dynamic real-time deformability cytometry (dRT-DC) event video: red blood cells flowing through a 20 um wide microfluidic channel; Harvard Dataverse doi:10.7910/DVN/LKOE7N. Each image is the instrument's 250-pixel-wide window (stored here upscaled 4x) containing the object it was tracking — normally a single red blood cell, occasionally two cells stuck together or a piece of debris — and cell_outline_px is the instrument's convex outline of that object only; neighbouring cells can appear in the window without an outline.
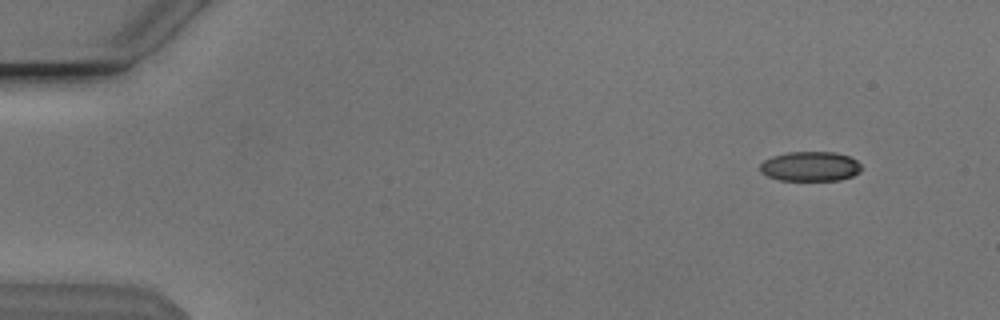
{"species": "Egyptian fruit bat (a non-hibernating species)", "species_latin": "Rousettus aegyptiacus", "temperature_condition": "cold", "stored_images_in_passage": 50, "camera_frame_rate_fps": 3000, "um_per_image_px": 0.085, "animal": {"sex": "male"}, "frame": {"image": 1, "passage_image": 1, "time_ms": 0.0, "image_size_px": [1000, 320], "cell_outline_px": [[860, 172], [852, 176], [840, 180], [780, 180], [768, 176], [760, 172], [760, 164], [764, 160], [772, 156], [788, 152], [836, 152], [848, 156], [856, 160], [860, 164]], "centroid_in_image_um": [68.86, 14.14], "position_along_channel_um": 16.1, "area_um2": 17.51}}
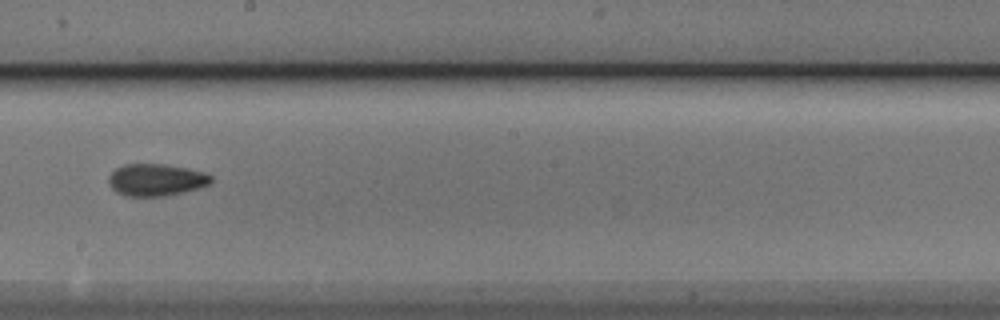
{"frame": {"image": 2, "passage_image": 27, "time_ms": 8.667, "image_size_px": [1000, 320], "cell_outline_px": [[212, 184], [200, 188], [184, 192], [164, 196], [128, 196], [116, 192], [108, 184], [108, 176], [116, 168], [124, 164], [164, 164], [208, 172], [212, 176]], "centroid_in_image_um": [13.3, 15.29], "position_along_channel_um": 234.9, "area_um2": 19.42}}
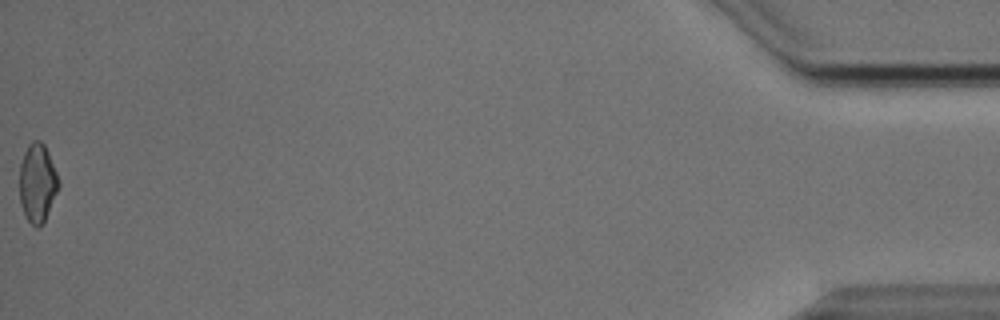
{"frame": {"image": 3, "passage_image": 50, "time_ms": 16.333, "image_size_px": [1000, 320], "cell_outline_px": [[60, 184], [44, 220], [36, 228], [24, 216], [20, 204], [20, 164], [24, 152], [28, 144], [32, 140], [40, 140], [44, 144], [48, 152], [60, 180]], "centroid_in_image_um": [3.17, 15.51], "position_along_channel_um": 432.0, "area_um2": 17.8}, "authors_computed_cell_mechanics": {"area_um2": 18.5249, "velocity_mm_per_s": 3.8485, "shape_relaxation_time_tau1_ms": null, "shape_relaxation_time_tau2_ms": 2.6534, "deformation_change_tau1": null, "deformation_change_tau2": 0.0906}}